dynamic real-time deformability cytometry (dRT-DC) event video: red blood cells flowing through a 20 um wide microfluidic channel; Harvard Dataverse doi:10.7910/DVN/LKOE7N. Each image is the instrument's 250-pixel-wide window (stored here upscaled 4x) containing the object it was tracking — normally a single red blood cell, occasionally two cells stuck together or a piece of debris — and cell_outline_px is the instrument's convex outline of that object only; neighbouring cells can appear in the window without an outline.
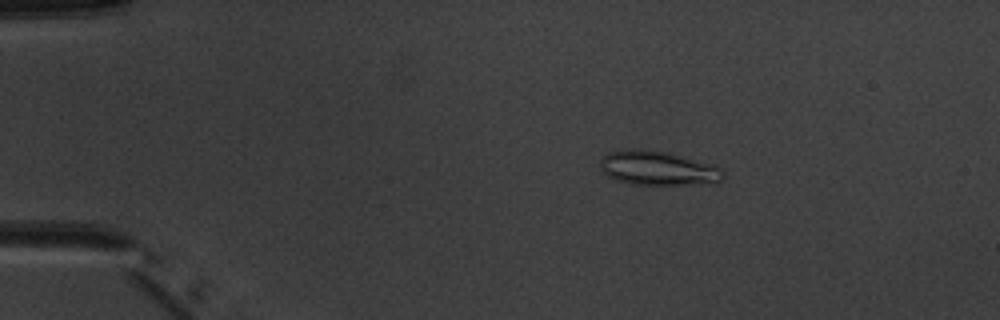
{"species": "common noctule bat (a hibernating species)", "species_latin": "Nyctalus noctula", "temperature_condition": "warm", "stored_images_in_passage": 4, "camera_frame_rate_fps": 3000, "um_per_image_px": 0.085, "animal": {"sex": "male", "body_mass_g": 20.1, "forearm_length_mm": 53.5}, "frame": {"image": 1, "passage_image": 2, "time_ms": 1.0, "image_size_px": [1000, 320], "cell_outline_px": [[724, 176], [716, 184], [632, 184], [616, 180], [608, 176], [600, 168], [600, 160], [608, 152], [624, 148], [640, 148], [668, 152], [712, 164], [720, 168], [724, 172]], "centroid_in_image_um": [55.91, 14.28], "position_along_channel_um": 29.1, "area_um2": 24.8}}
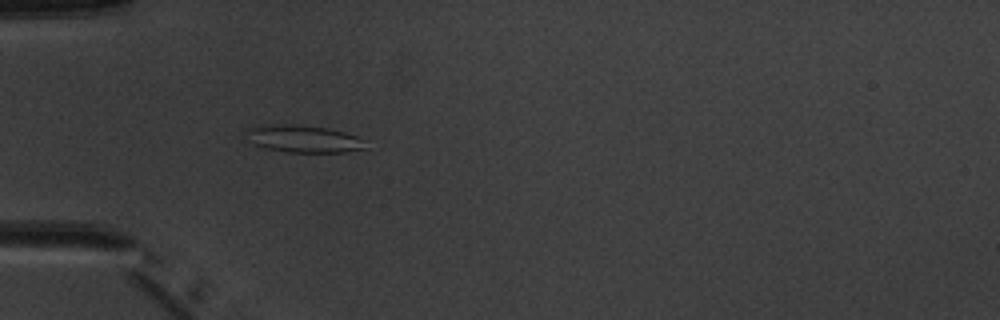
{"frame": {"image": 2, "passage_image": 4, "time_ms": 3.333, "image_size_px": [1000, 320], "cell_outline_px": [[364, 148], [348, 152], [284, 152], [264, 148], [252, 144], [248, 132], [252, 128], [284, 124], [292, 124], [328, 128], [344, 132], [356, 136]], "centroid_in_image_um": [25.8, 11.82], "position_along_channel_um": 59.2, "area_um2": 18.26}}